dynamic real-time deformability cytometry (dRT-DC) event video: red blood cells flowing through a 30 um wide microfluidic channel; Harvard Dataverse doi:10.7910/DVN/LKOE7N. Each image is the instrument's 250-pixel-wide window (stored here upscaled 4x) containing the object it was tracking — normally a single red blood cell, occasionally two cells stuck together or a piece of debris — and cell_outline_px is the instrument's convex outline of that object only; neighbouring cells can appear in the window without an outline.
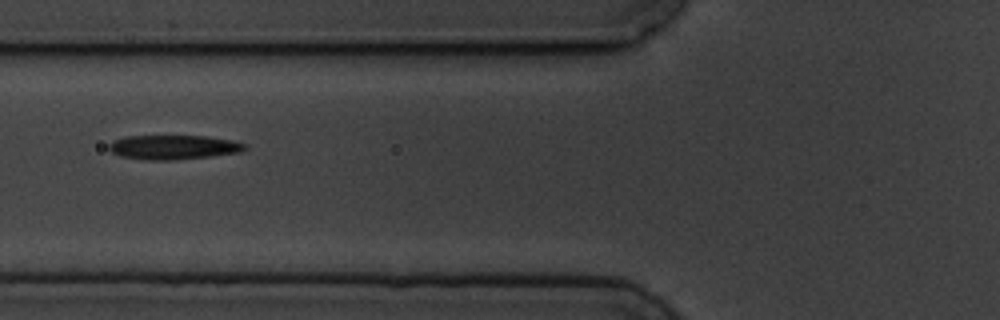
{"species": "common noctule bat (a hibernating species)", "species_latin": "Nyctalus noctula", "temperature_condition": "cold", "stored_images_in_passage": 10, "camera_frame_rate_fps": 3000, "um_per_image_px": 0.085, "animal": {"sex": "male", "body_mass_g": 19.5, "forearm_length_mm": 54.6}, "frame": {"image": 1, "passage_image": 7, "time_ms": 7.0, "image_size_px": [1000, 320], "cell_outline_px": [[248, 148], [240, 152], [208, 156], [172, 160], [148, 160], [120, 156], [112, 152], [108, 148], [108, 144], [112, 140], [124, 136], [208, 136], [232, 140], [248, 144]], "centroid_in_image_um": [14.74, 12.5], "position_along_channel_um": 111.1, "area_um2": 19.36}}
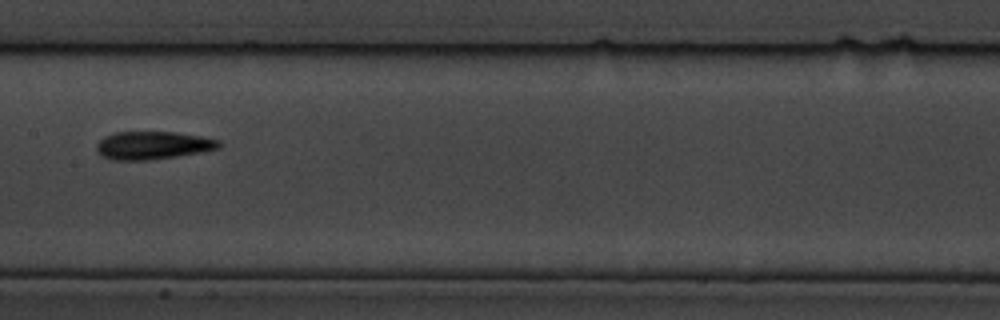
{"frame": {"image": 2, "passage_image": 9, "time_ms": 9.333, "image_size_px": [1000, 320], "cell_outline_px": [[220, 148], [200, 152], [176, 156], [148, 160], [112, 160], [96, 152], [96, 144], [104, 136], [116, 132], [176, 132], [200, 136], [220, 140]], "centroid_in_image_um": [12.97, 12.35], "position_along_channel_um": 194.4, "area_um2": 19.88}}
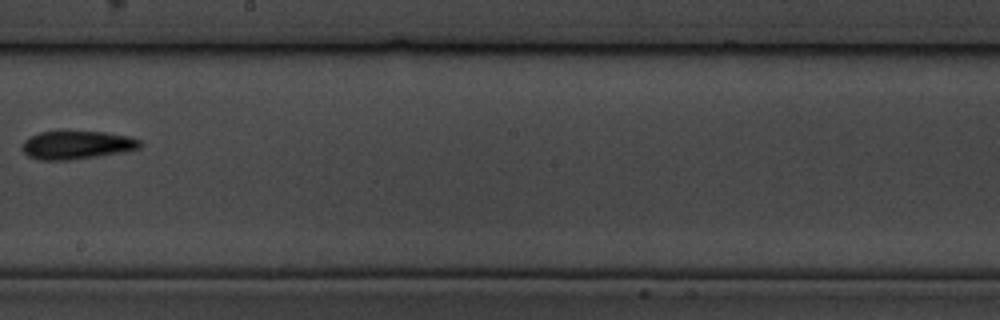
{"frame": {"image": 3, "passage_image": 10, "time_ms": 10.667, "image_size_px": [1000, 320], "cell_outline_px": [[144, 144], [140, 148], [124, 152], [68, 160], [40, 160], [28, 156], [20, 148], [24, 140], [28, 136], [40, 132], [60, 128], [104, 132], [132, 136], [140, 140]], "centroid_in_image_um": [6.51, 12.27], "position_along_channel_um": 241.7, "area_um2": 20.46}}